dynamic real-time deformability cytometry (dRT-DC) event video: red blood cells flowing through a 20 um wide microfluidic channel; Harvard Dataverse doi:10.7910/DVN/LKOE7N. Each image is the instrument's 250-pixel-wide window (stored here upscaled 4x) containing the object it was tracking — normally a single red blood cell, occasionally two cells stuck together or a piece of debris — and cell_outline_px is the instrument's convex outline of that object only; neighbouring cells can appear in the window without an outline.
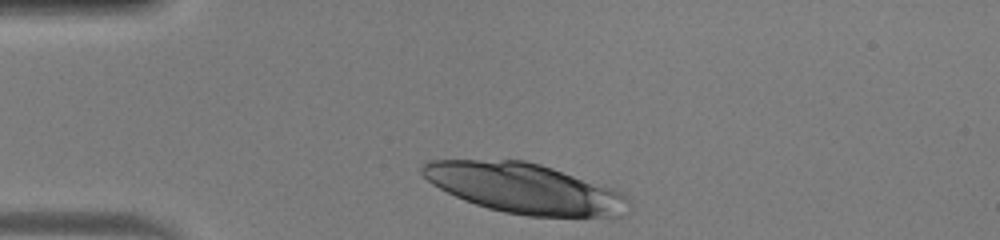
{"species": "human", "species_latin": "Homo sapiens", "temperature_condition": "warm", "stored_images_in_passage": 30, "camera_frame_rate_fps": 3000, "um_per_image_px": 0.085, "donor": {"sex": "male"}, "frame": {"image": 1, "passage_image": 1, "time_ms": 0.0, "image_size_px": [1000, 240], "cell_outline_px": [[628, 200], [624, 216], [528, 216], [504, 212], [488, 208], [464, 200], [432, 184], [420, 172], [420, 164], [428, 160], [524, 160], [540, 164], [612, 188], [620, 192]], "centroid_in_image_um": [44.53, 16.0], "position_along_channel_um": 40.5, "area_um2": 59.48}}